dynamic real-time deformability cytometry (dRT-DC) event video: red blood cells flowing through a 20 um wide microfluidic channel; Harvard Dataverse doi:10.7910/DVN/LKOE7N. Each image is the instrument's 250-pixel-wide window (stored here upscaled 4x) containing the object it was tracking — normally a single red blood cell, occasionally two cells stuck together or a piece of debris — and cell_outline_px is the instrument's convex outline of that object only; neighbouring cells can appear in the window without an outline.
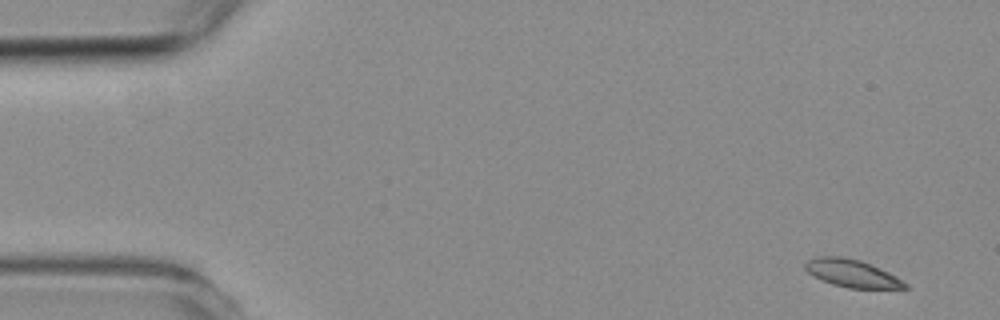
{"species": "common noctule bat (a hibernating species)", "species_latin": "Nyctalus noctula", "temperature_condition": "room temperature", "stored_images_in_passage": 6, "camera_frame_rate_fps": 3000, "um_per_image_px": 0.085, "animal": {"sex": "female", "body_mass_g": 19.3, "forearm_length_mm": 54.1}, "frame": {"image": 1, "passage_image": 1, "time_ms": 0.0, "image_size_px": [1000, 320], "cell_outline_px": [[908, 288], [848, 288], [832, 284], [808, 272], [804, 268], [804, 264], [808, 260], [820, 256], [840, 256], [860, 260], [888, 272], [896, 276], [908, 284]], "centroid_in_image_um": [72.43, 23.23], "position_along_channel_um": 12.6, "area_um2": 15.78}}